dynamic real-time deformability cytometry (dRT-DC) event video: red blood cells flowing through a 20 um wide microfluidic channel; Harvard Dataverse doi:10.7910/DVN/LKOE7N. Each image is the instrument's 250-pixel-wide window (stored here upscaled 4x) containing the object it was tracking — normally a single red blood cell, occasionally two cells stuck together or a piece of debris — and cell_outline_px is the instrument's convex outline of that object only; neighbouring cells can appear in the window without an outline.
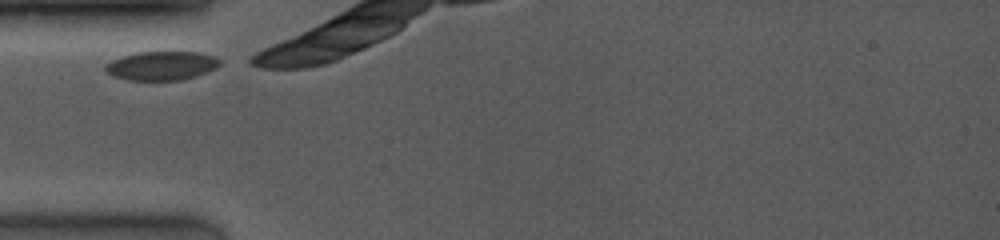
{"species": "common noctule bat (a hibernating species)", "species_latin": "Nyctalus noctula", "temperature_condition": "room temperature", "stored_images_in_passage": 3, "camera_frame_rate_fps": 4000, "um_per_image_px": 0.085, "animal": {"sex": "female", "body_mass_g": 19.0, "forearm_length_mm": 53.3}, "frame": {"image": 1, "passage_image": 1, "time_ms": 0.0, "image_size_px": [1000, 240], "cell_outline_px": [[224, 60], [216, 68], [196, 76], [180, 80], [128, 80], [112, 76], [104, 68], [112, 60], [136, 52], [200, 52], [216, 56]], "centroid_in_image_um": [13.8, 5.58], "position_along_channel_um": 71.2, "area_um2": 19.31}}